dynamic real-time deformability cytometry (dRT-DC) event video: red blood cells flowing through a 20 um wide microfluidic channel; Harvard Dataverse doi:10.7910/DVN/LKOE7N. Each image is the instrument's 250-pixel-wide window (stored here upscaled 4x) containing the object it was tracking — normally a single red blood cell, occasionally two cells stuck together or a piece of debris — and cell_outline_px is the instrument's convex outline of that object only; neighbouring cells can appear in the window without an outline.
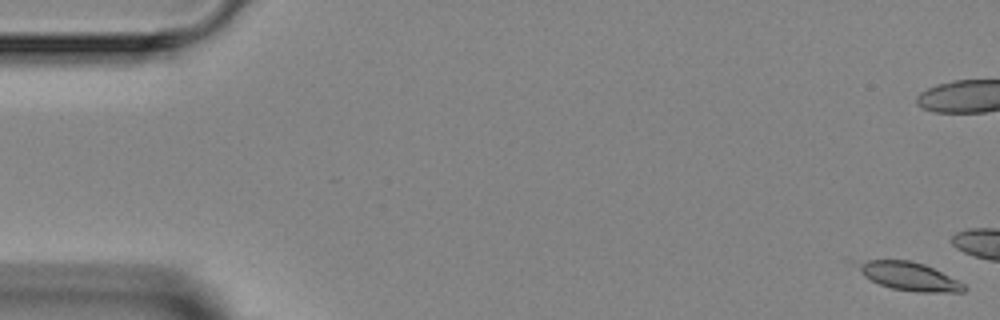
{"species": "Egyptian fruit bat (a non-hibernating species)", "species_latin": "Rousettus aegyptiacus", "temperature_condition": "room temperature", "stored_images_in_passage": 4, "camera_frame_rate_fps": 3000, "um_per_image_px": 0.085, "animal": {"sex": "female"}, "frame": {"image": 1, "passage_image": 1, "time_ms": 0.0, "image_size_px": [1000, 320], "cell_outline_px": [[968, 288], [964, 292], [916, 292], [892, 288], [880, 284], [864, 276], [860, 268], [860, 264], [868, 260], [908, 260], [924, 264], [964, 284]], "centroid_in_image_um": [77.35, 23.51], "position_along_channel_um": 7.7, "area_um2": 16.94}}